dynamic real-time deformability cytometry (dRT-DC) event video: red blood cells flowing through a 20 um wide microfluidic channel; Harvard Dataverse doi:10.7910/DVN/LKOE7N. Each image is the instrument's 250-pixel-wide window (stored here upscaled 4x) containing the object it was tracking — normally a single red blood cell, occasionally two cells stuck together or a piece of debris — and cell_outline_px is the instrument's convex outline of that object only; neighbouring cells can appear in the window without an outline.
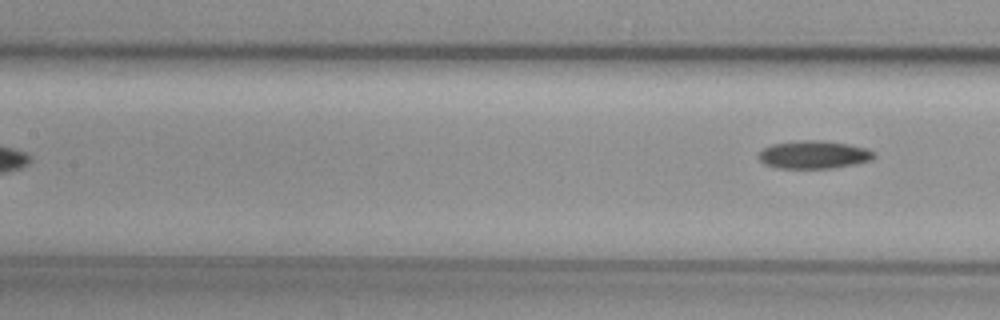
{"species": "common noctule bat (a hibernating species)", "species_latin": "Nyctalus noctula", "temperature_condition": "cold", "stored_images_in_passage": 7, "camera_frame_rate_fps": 3000, "um_per_image_px": 0.085, "animal": {"sex": "female", "body_mass_g": 29.2, "forearm_length_mm": 56.3}, "frame": {"image": 1, "passage_image": 7, "time_ms": 8.333, "image_size_px": [1000, 320], "cell_outline_px": [[876, 156], [872, 160], [856, 164], [832, 168], [776, 168], [764, 164], [756, 156], [764, 148], [772, 144], [800, 140], [824, 140], [848, 144], [868, 148], [876, 152]], "centroid_in_image_um": [69.2, 13.14], "position_along_channel_um": 138.2, "area_um2": 19.07}}